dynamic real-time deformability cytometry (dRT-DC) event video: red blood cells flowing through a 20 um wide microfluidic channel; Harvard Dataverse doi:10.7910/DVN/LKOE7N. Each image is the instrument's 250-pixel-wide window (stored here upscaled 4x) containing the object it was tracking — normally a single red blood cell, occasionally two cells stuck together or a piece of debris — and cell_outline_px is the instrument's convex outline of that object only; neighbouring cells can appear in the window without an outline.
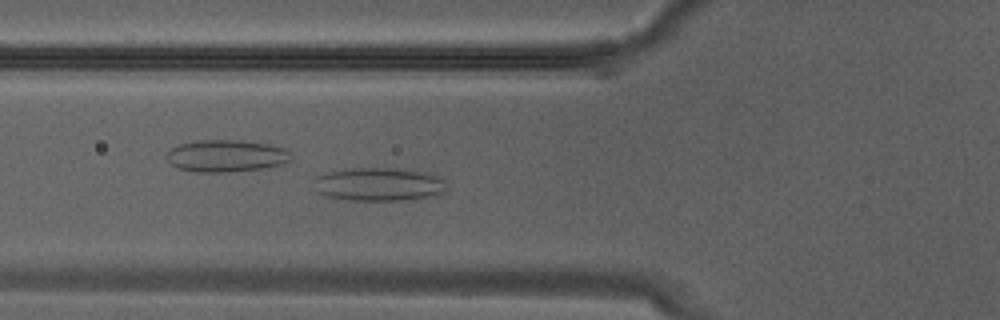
{"species": "Egyptian fruit bat (a non-hibernating species)", "species_latin": "Rousettus aegyptiacus", "temperature_condition": "warm", "stored_images_in_passage": 21, "camera_frame_rate_fps": 3000, "um_per_image_px": 0.085, "animal": {"sex": "male"}, "frame": {"image": 1, "passage_image": 4, "time_ms": 1.0, "image_size_px": [1000, 320], "cell_outline_px": [[444, 192], [432, 196], [400, 200], [348, 200], [324, 196], [316, 192], [312, 180], [316, 176], [328, 172], [352, 168], [396, 168], [432, 172], [444, 180]], "centroid_in_image_um": [32.16, 15.65], "position_along_channel_um": 93.6, "area_um2": 26.07}}
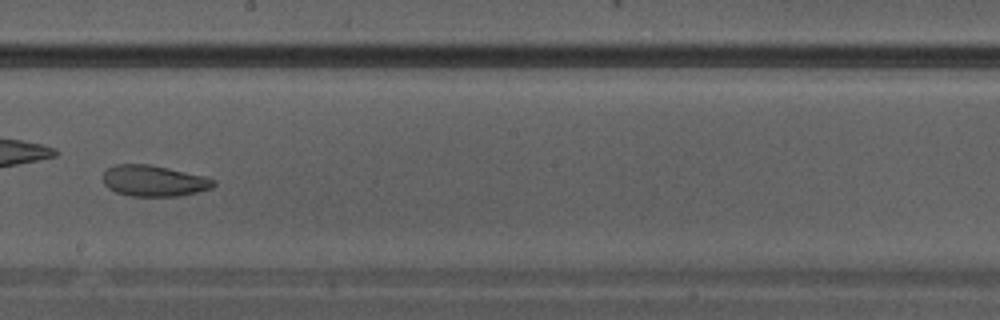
{"frame": {"image": 2, "passage_image": 10, "time_ms": 3.0, "image_size_px": [1000, 320], "cell_outline_px": [[216, 184], [212, 188], [180, 196], [132, 196], [116, 192], [108, 188], [104, 184], [104, 172], [108, 168], [116, 164], [148, 164], [168, 168], [204, 176], [216, 180]], "centroid_in_image_um": [13.09, 15.37], "position_along_channel_um": 235.1, "area_um2": 19.94}}
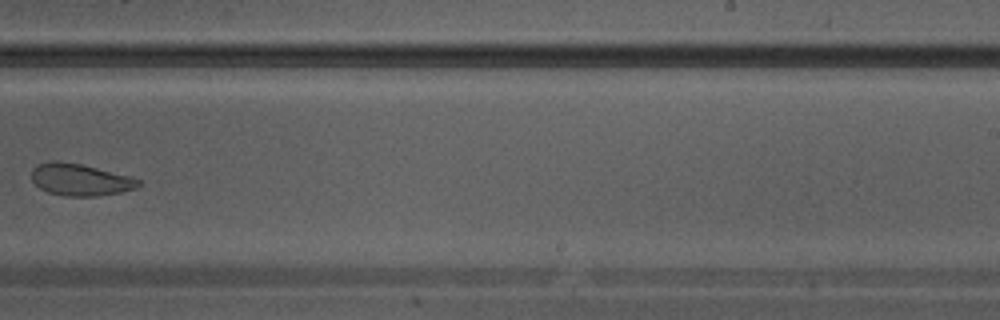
{"frame": {"image": 3, "passage_image": 12, "time_ms": 3.667, "image_size_px": [1000, 320], "cell_outline_px": [[140, 184], [136, 188], [120, 192], [96, 196], [64, 196], [48, 192], [40, 188], [32, 180], [32, 168], [36, 164], [52, 160], [56, 160], [80, 164], [132, 176], [140, 180]], "centroid_in_image_um": [6.8, 15.26], "position_along_channel_um": 282.2, "area_um2": 19.94}}